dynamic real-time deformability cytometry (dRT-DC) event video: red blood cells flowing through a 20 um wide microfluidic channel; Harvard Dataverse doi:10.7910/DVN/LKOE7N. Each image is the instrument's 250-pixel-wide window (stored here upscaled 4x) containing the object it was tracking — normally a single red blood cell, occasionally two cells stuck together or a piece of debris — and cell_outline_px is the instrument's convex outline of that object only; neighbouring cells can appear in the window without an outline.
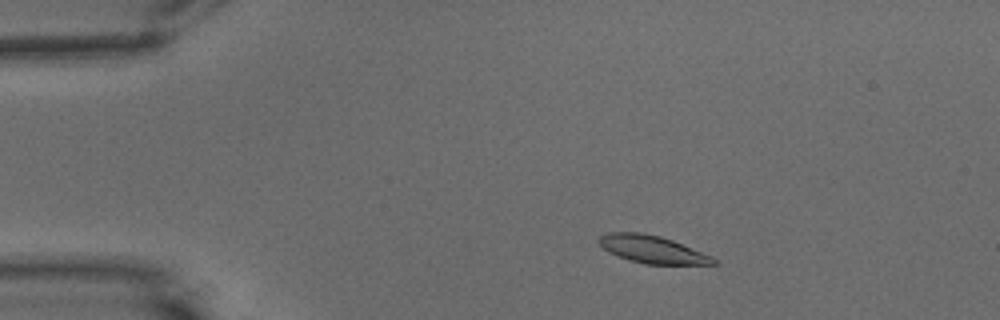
{"species": "common noctule bat (a hibernating species)", "species_latin": "Nyctalus noctula", "temperature_condition": "warm", "stored_images_in_passage": 54, "camera_frame_rate_fps": 3000, "um_per_image_px": 0.085, "animal": {"sex": "male", "body_mass_g": 15.6}, "frame": {"image": 1, "passage_image": 7, "time_ms": 2.0, "image_size_px": [1000, 320], "cell_outline_px": [[720, 264], [644, 264], [628, 260], [608, 252], [596, 240], [600, 236], [608, 232], [640, 232], [660, 236], [672, 240], [712, 256]], "centroid_in_image_um": [55.42, 21.19], "position_along_channel_um": 29.6, "area_um2": 18.38}}
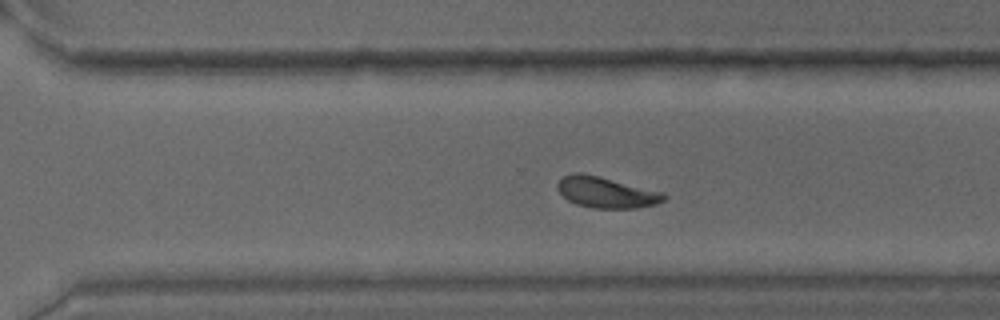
{"frame": {"image": 2, "passage_image": 37, "time_ms": 12.0, "image_size_px": [1000, 320], "cell_outline_px": [[668, 196], [664, 200], [656, 204], [636, 208], [592, 208], [576, 204], [568, 200], [556, 188], [556, 184], [564, 176], [576, 172], [580, 172], [600, 176], [660, 192]], "centroid_in_image_um": [51.49, 16.35], "position_along_channel_um": 319.1, "area_um2": 19.02}}
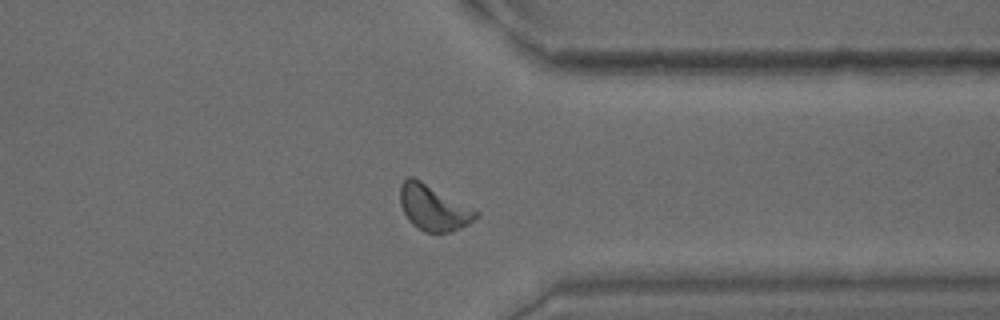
{"frame": {"image": 3, "passage_image": 42, "time_ms": 13.667, "image_size_px": [1000, 320], "cell_outline_px": [[480, 216], [468, 224], [452, 232], [424, 232], [416, 228], [408, 220], [400, 204], [400, 184], [408, 176], [412, 176], [420, 180], [480, 212]], "centroid_in_image_um": [36.84, 17.67], "position_along_channel_um": 374.6, "area_um2": 20.11}, "authors_computed_cell_mechanics": {"area_um2": 18.8139, "velocity_mm_per_s": 3.4937, "shape_relaxation_time_tau1_ms": 3.7456, "shape_relaxation_time_tau2_ms": 3.3122, "deformation_change_tau1": 0.1411, "deformation_change_tau2": 0.0782}}